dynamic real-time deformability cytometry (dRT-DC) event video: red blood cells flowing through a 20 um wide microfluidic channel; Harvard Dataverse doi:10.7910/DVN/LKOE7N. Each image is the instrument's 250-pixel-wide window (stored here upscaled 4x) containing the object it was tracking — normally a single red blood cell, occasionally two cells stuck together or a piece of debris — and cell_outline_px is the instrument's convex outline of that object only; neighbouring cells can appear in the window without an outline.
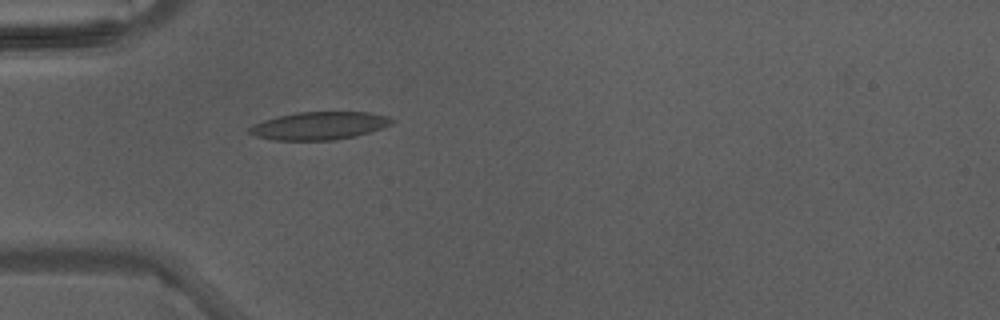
{"species": "Egyptian fruit bat (a non-hibernating species)", "species_latin": "Rousettus aegyptiacus", "temperature_condition": "warm", "stored_images_in_passage": 1, "camera_frame_rate_fps": 3000, "um_per_image_px": 0.085, "animal": {"sex": "male"}, "frame": {"image": 1, "passage_image": 1, "time_ms": 0.0, "image_size_px": [1000, 320], "cell_outline_px": [[396, 120], [392, 124], [356, 136], [336, 140], [272, 140], [256, 136], [248, 132], [248, 128], [252, 124], [264, 120], [296, 112], [368, 112], [388, 116]], "centroid_in_image_um": [27.13, 10.69], "position_along_channel_um": 57.9, "area_um2": 23.12}}